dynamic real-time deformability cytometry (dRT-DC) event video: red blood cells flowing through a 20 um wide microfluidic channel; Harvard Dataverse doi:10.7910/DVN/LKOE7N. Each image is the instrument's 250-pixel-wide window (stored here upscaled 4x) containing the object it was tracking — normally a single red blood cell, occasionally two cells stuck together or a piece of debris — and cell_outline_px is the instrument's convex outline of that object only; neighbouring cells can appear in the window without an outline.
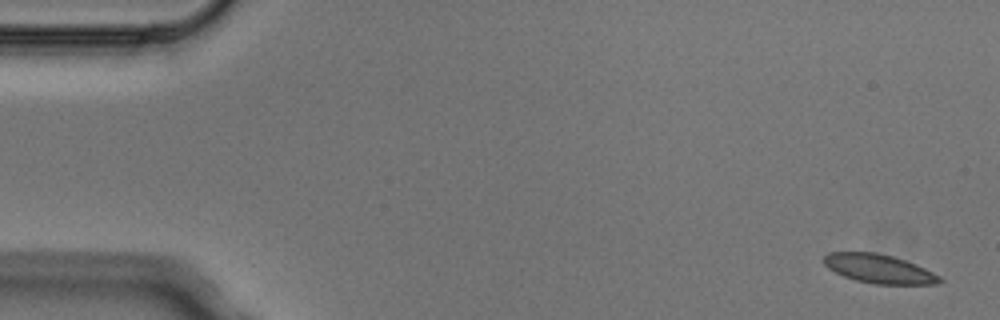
{"species": "Egyptian fruit bat (a non-hibernating species)", "species_latin": "Rousettus aegyptiacus", "temperature_condition": "cold", "stored_images_in_passage": 4, "camera_frame_rate_fps": 3000, "um_per_image_px": 0.085, "animal": {"sex": "male"}, "frame": {"image": 1, "passage_image": 1, "time_ms": 0.0, "image_size_px": [1000, 320], "cell_outline_px": [[944, 280], [940, 284], [872, 284], [856, 280], [844, 276], [828, 268], [824, 264], [824, 256], [828, 252], [876, 252], [892, 256], [916, 264], [940, 276]], "centroid_in_image_um": [74.73, 22.85], "position_along_channel_um": 10.3, "area_um2": 19.48}}
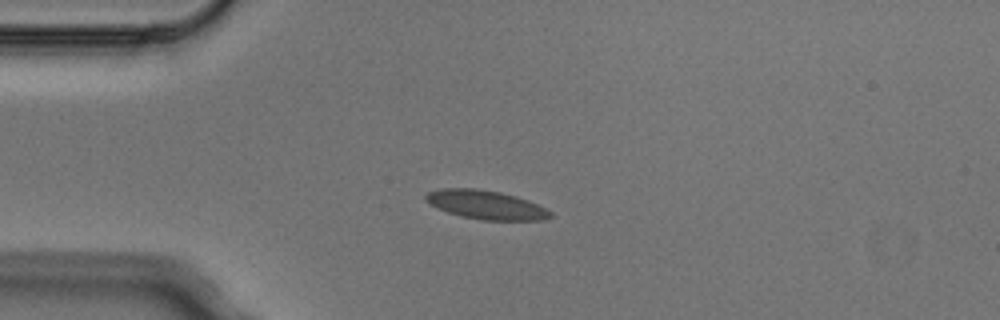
{"frame": {"image": 2, "passage_image": 4, "time_ms": 1.0, "image_size_px": [1000, 320], "cell_outline_px": [[552, 216], [544, 220], [484, 220], [460, 216], [448, 212], [424, 200], [424, 196], [428, 192], [444, 188], [476, 188], [500, 192], [516, 196], [528, 200], [552, 212]], "centroid_in_image_um": [41.31, 17.4], "position_along_channel_um": 43.7, "area_um2": 20.75}}